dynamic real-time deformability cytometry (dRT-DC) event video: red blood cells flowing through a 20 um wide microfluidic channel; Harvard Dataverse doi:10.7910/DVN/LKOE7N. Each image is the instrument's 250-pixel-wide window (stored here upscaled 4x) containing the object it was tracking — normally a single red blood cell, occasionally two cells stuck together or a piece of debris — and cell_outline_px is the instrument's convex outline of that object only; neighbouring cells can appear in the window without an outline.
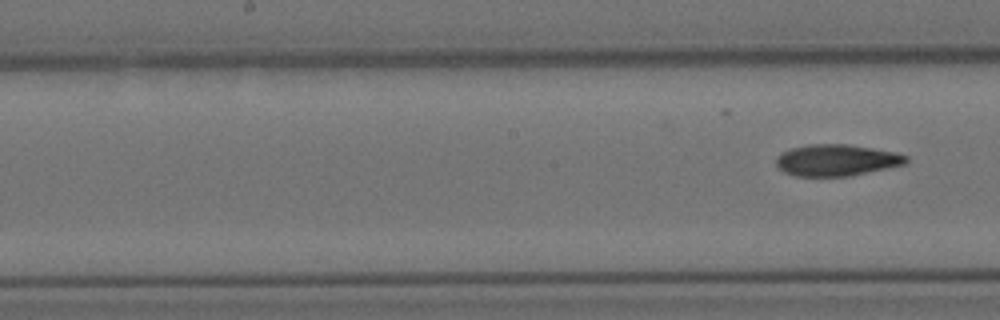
{"species": "Egyptian fruit bat (a non-hibernating species)", "species_latin": "Rousettus aegyptiacus", "temperature_condition": "cold", "stored_images_in_passage": 9, "camera_frame_rate_fps": 3000, "um_per_image_px": 0.085, "animal": {"sex": "female"}, "frame": {"image": 1, "passage_image": 9, "time_ms": 10.667, "image_size_px": [1000, 320], "cell_outline_px": [[908, 160], [904, 164], [848, 176], [796, 176], [784, 172], [776, 164], [776, 156], [780, 152], [792, 148], [808, 144], [844, 144], [872, 148], [896, 152], [908, 156]], "centroid_in_image_um": [71.07, 13.6], "position_along_channel_um": 177.1, "area_um2": 23.7}}